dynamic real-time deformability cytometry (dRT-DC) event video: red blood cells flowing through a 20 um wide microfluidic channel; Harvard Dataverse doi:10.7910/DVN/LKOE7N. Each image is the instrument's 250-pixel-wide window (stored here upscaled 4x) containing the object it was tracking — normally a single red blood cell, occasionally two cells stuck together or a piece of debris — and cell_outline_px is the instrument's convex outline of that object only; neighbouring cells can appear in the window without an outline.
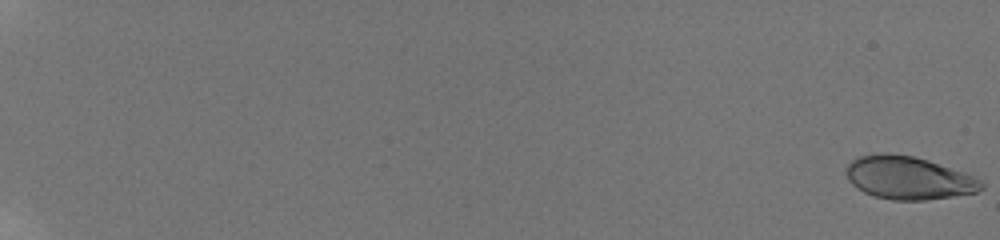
{"species": "human", "species_latin": "Homo sapiens", "temperature_condition": "room temperature", "stored_images_in_passage": 59, "camera_frame_rate_fps": 3000, "um_per_image_px": 0.085, "donor": {"sex": "male"}, "frame": {"image": 1, "passage_image": 1, "time_ms": 0.0, "image_size_px": [1000, 240], "cell_outline_px": [[984, 188], [976, 192], [952, 196], [924, 200], [892, 200], [872, 196], [864, 192], [852, 184], [848, 180], [848, 164], [852, 160], [860, 156], [880, 152], [888, 152], [912, 156], [928, 160], [964, 172], [980, 180], [984, 184]], "centroid_in_image_um": [77.22, 15.11], "position_along_channel_um": 7.8, "area_um2": 33.7}}
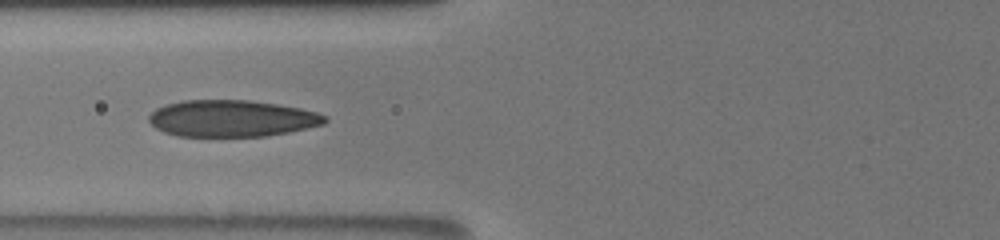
{"frame": {"image": 2, "passage_image": 29, "time_ms": 9.333, "image_size_px": [1000, 240], "cell_outline_px": [[328, 120], [324, 124], [288, 132], [264, 136], [180, 136], [164, 132], [156, 128], [148, 120], [148, 116], [156, 108], [164, 104], [184, 100], [248, 100], [276, 104], [300, 108], [316, 112], [328, 116]], "centroid_in_image_um": [19.69, 10.06], "position_along_channel_um": 106.1, "area_um2": 37.57}}
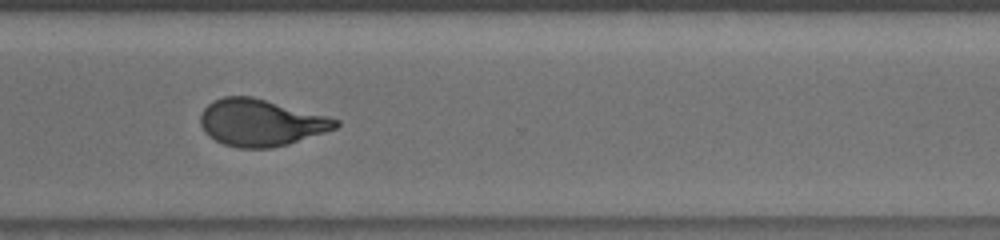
{"frame": {"image": 3, "passage_image": 48, "time_ms": 15.667, "image_size_px": [1000, 240], "cell_outline_px": [[340, 124], [336, 128], [288, 144], [272, 148], [236, 148], [224, 144], [208, 136], [204, 132], [200, 124], [200, 116], [204, 108], [212, 100], [224, 96], [252, 96], [328, 116], [340, 120]], "centroid_in_image_um": [22.14, 10.42], "position_along_channel_um": 348.5, "area_um2": 36.99}, "authors_computed_cell_mechanics": {"area_um2": 35.9516, "velocity_mm_per_s": 3.834, "shape_relaxation_time_tau1_ms": 4.9919, "shape_relaxation_time_tau2_ms": 0.8665, "deformation_change_tau1": 0.1964, "deformation_change_tau2": 0.0696}}